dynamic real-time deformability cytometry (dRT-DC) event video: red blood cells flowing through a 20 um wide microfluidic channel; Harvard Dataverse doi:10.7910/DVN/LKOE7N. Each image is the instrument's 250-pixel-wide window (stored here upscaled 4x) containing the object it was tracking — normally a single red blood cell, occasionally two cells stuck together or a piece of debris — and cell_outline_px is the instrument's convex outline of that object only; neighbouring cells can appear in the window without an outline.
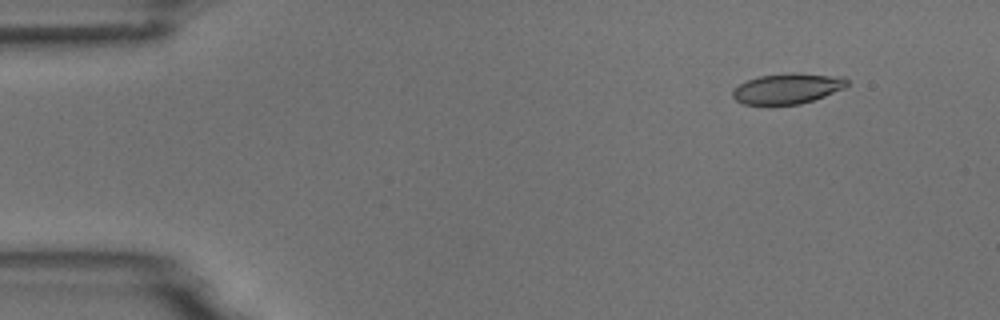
{"species": "common noctule bat (a hibernating species)", "species_latin": "Nyctalus noctula", "temperature_condition": "room temperature", "stored_images_in_passage": 4, "camera_frame_rate_fps": 3000, "um_per_image_px": 0.085, "animal": {"sex": "male", "body_mass_g": 18.8}, "frame": {"image": 1, "passage_image": 2, "time_ms": 1.333, "image_size_px": [1000, 320], "cell_outline_px": [[848, 84], [844, 88], [824, 96], [800, 104], [744, 104], [736, 100], [732, 96], [732, 92], [740, 84], [748, 80], [760, 76], [792, 72], [796, 72], [844, 76], [848, 80]], "centroid_in_image_um": [66.98, 7.5], "position_along_channel_um": 18.0, "area_um2": 20.23}}
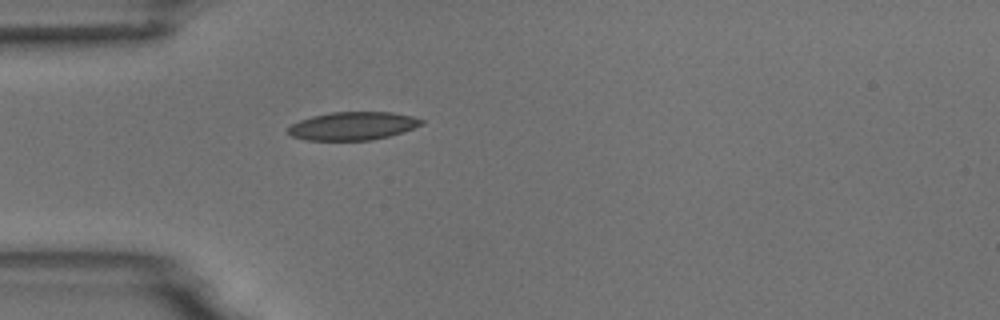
{"frame": {"image": 2, "passage_image": 4, "time_ms": 4.667, "image_size_px": [1000, 320], "cell_outline_px": [[424, 124], [404, 132], [372, 140], [308, 140], [292, 136], [288, 132], [288, 128], [292, 124], [300, 120], [312, 116], [332, 112], [392, 112], [412, 116], [424, 120]], "centroid_in_image_um": [30.03, 10.7], "position_along_channel_um": 55.0, "area_um2": 21.85}}